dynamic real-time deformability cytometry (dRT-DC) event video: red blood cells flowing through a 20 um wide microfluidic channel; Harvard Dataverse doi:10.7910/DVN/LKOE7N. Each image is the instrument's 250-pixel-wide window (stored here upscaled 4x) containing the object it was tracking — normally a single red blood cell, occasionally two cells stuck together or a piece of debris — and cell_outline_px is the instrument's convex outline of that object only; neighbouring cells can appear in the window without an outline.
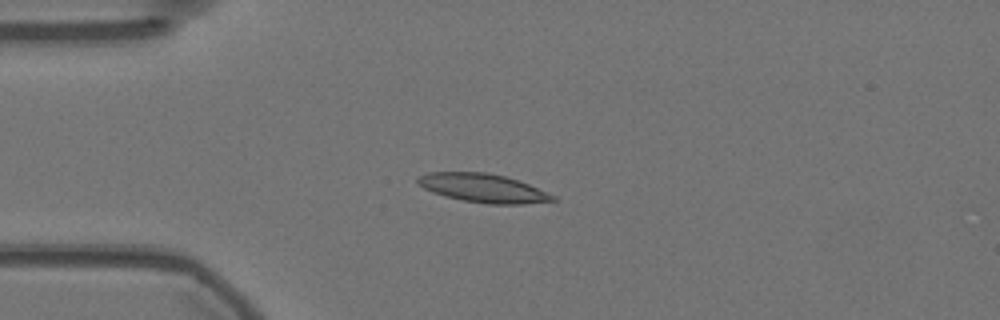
{"species": "Egyptian fruit bat (a non-hibernating species)", "species_latin": "Rousettus aegyptiacus", "temperature_condition": "warm", "stored_images_in_passage": 43, "camera_frame_rate_fps": 3000, "um_per_image_px": 0.085, "animal": {"sex": "female"}, "frame": {"image": 1, "passage_image": 1, "time_ms": 0.0, "image_size_px": [1000, 320], "cell_outline_px": [[556, 200], [524, 204], [488, 204], [464, 200], [444, 196], [432, 192], [416, 184], [416, 176], [428, 172], [488, 172], [504, 176], [528, 184], [556, 196]], "centroid_in_image_um": [41.0, 15.98], "position_along_channel_um": 44.0, "area_um2": 22.54}}
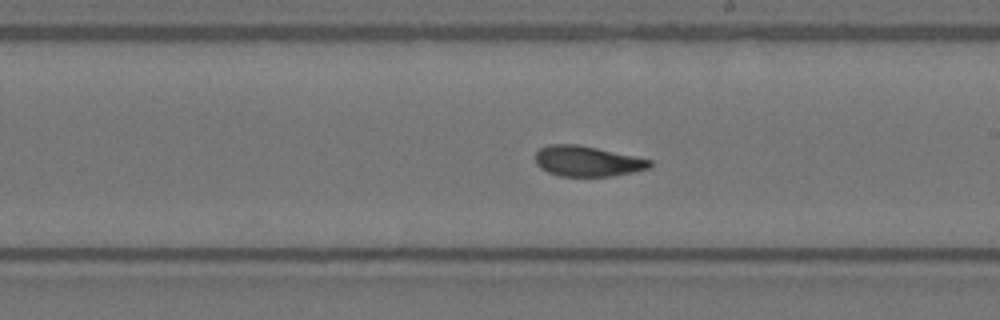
{"frame": {"image": 2, "passage_image": 19, "time_ms": 6.0, "image_size_px": [1000, 320], "cell_outline_px": [[652, 168], [612, 176], [560, 176], [548, 172], [540, 168], [536, 164], [536, 152], [540, 148], [548, 144], [576, 144], [596, 148], [652, 160]], "centroid_in_image_um": [49.91, 13.7], "position_along_channel_um": 239.1, "area_um2": 20.23}}
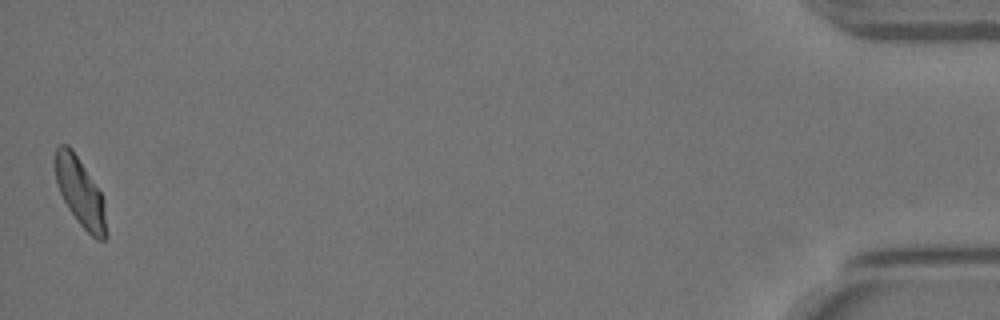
{"frame": {"image": 3, "passage_image": 43, "time_ms": 14.0, "image_size_px": [1000, 320], "cell_outline_px": [[108, 236], [104, 240], [96, 240], [76, 220], [68, 208], [60, 192], [56, 180], [56, 148], [60, 144], [68, 144], [72, 148], [100, 192], [108, 232]], "centroid_in_image_um": [6.82, 16.38], "position_along_channel_um": 428.4, "area_um2": 19.88}, "authors_computed_cell_mechanics": {"area_um2": 20.519, "velocity_mm_per_s": 3.5745, "shape_relaxation_time_tau1_ms": 7.9384, "shape_relaxation_time_tau2_ms": 2.1353, "deformation_change_tau1": 0.1781, "deformation_change_tau2": 0.0824}}